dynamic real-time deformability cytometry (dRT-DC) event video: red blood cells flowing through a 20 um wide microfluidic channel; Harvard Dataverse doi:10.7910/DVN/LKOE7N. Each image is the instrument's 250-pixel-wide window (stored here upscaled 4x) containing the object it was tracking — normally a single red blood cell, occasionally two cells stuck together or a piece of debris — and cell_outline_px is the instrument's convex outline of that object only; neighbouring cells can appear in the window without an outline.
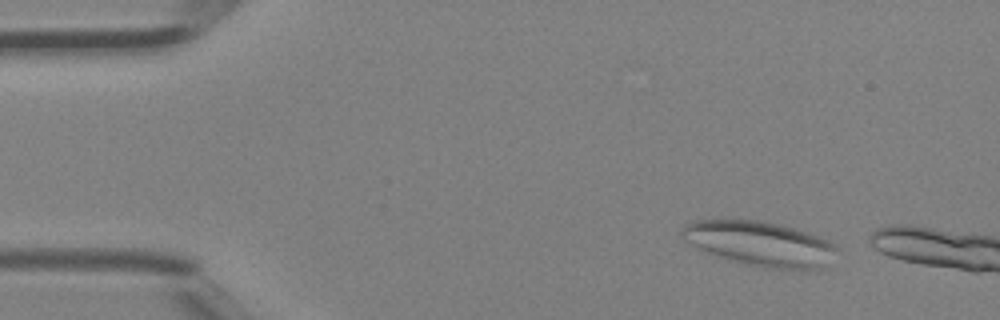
{"species": "Egyptian fruit bat (a non-hibernating species)", "species_latin": "Rousettus aegyptiacus", "temperature_condition": "room temperature", "stored_images_in_passage": 3, "camera_frame_rate_fps": 3000, "um_per_image_px": 0.085, "animal": {"sex": "female"}, "frame": {"image": 1, "passage_image": 1, "time_ms": 0.0, "image_size_px": [1000, 320], "cell_outline_px": [[840, 248], [828, 268], [764, 268], [748, 264], [720, 256], [708, 252], [684, 240], [680, 232], [684, 224], [696, 220], [756, 220], [776, 224], [792, 228], [828, 240], [836, 244]], "centroid_in_image_um": [64.66, 20.71], "position_along_channel_um": 20.3, "area_um2": 39.77}}